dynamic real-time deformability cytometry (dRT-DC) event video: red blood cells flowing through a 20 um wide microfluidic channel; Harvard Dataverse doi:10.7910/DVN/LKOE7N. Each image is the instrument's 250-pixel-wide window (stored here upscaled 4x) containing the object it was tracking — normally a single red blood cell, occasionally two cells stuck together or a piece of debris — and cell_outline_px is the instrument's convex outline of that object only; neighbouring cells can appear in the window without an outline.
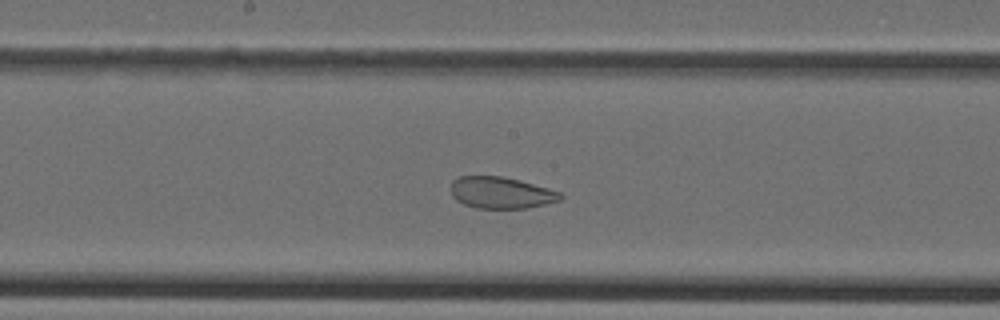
{"species": "Egyptian fruit bat (a non-hibernating species)", "species_latin": "Rousettus aegyptiacus", "temperature_condition": "cold", "stored_images_in_passage": 41, "camera_frame_rate_fps": 3000, "um_per_image_px": 0.085, "animal": {"sex": "female"}, "frame": {"image": 1, "passage_image": 19, "time_ms": 6.0, "image_size_px": [1000, 320], "cell_outline_px": [[564, 196], [560, 200], [528, 208], [476, 208], [464, 204], [456, 200], [452, 196], [452, 180], [460, 176], [504, 176], [520, 180], [548, 188], [560, 192]], "centroid_in_image_um": [42.59, 16.37], "position_along_channel_um": 205.6, "area_um2": 20.17}}
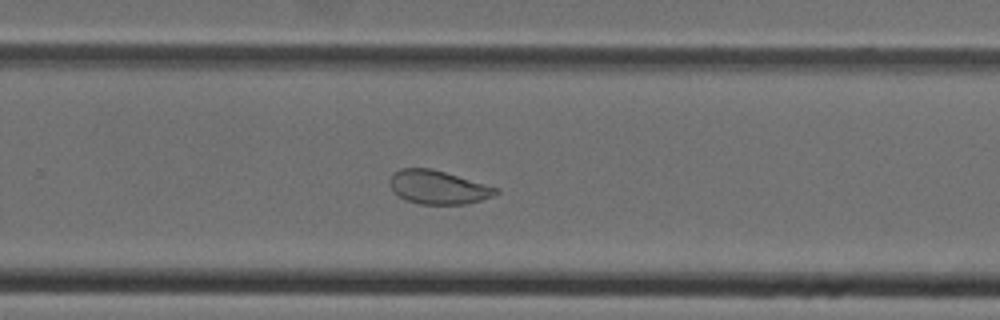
{"frame": {"image": 2, "passage_image": 25, "time_ms": 8.0, "image_size_px": [1000, 320], "cell_outline_px": [[500, 192], [492, 196], [468, 204], [420, 204], [408, 200], [400, 196], [392, 188], [388, 180], [392, 172], [400, 168], [428, 168], [444, 172], [500, 188]], "centroid_in_image_um": [37.25, 15.91], "position_along_channel_um": 292.6, "area_um2": 20.63}}
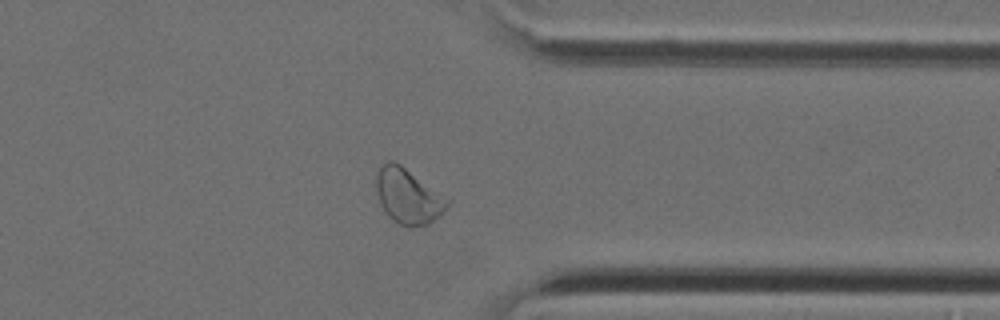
{"frame": {"image": 3, "passage_image": 31, "time_ms": 10.0, "image_size_px": [1000, 320], "cell_outline_px": [[452, 200], [428, 224], [408, 228], [392, 220], [384, 212], [380, 204], [376, 192], [376, 180], [380, 168], [388, 160], [392, 160], [400, 164], [452, 196]], "centroid_in_image_um": [34.74, 16.65], "position_along_channel_um": 376.7, "area_um2": 23.41}}